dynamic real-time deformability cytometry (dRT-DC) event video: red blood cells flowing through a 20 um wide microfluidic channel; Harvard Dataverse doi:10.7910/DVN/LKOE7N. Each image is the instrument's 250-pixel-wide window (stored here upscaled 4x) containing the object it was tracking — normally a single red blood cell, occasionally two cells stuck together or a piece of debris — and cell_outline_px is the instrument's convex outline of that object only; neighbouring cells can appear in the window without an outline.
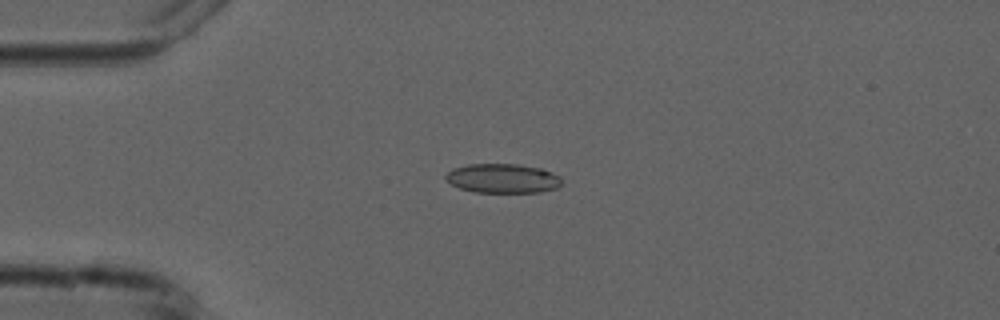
{"species": "common noctule bat (a hibernating species)", "species_latin": "Nyctalus noctula", "temperature_condition": "cold", "stored_images_in_passage": 5, "camera_frame_rate_fps": 3000, "um_per_image_px": 0.085, "animal": {"sex": "male", "forearm_length_mm": 52.5}, "frame": {"image": 1, "passage_image": 3, "time_ms": 2.667, "image_size_px": [1000, 320], "cell_outline_px": [[560, 184], [556, 188], [540, 192], [476, 192], [460, 188], [452, 184], [444, 176], [452, 168], [468, 164], [520, 164], [540, 168], [552, 172], [560, 176]], "centroid_in_image_um": [42.73, 15.15], "position_along_channel_um": 42.3, "area_um2": 19.71}}
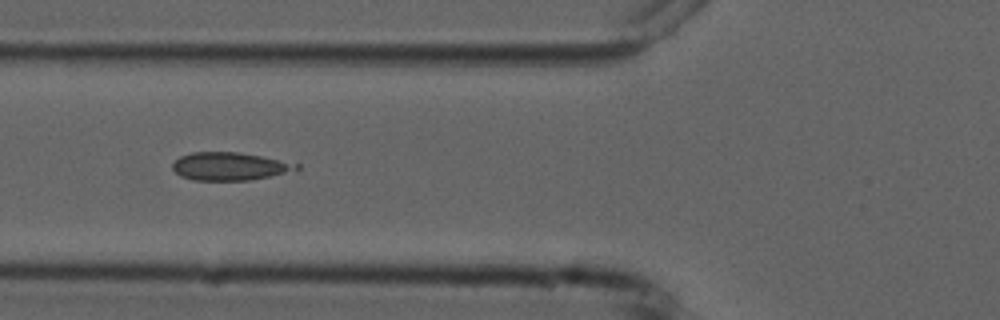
{"frame": {"image": 2, "passage_image": 5, "time_ms": 5.0, "image_size_px": [1000, 320], "cell_outline_px": [[300, 168], [252, 180], [192, 180], [180, 176], [172, 168], [172, 164], [180, 156], [192, 152], [236, 152], [260, 156], [300, 164]], "centroid_in_image_um": [19.46, 14.14], "position_along_channel_um": 106.3, "area_um2": 19.88}}